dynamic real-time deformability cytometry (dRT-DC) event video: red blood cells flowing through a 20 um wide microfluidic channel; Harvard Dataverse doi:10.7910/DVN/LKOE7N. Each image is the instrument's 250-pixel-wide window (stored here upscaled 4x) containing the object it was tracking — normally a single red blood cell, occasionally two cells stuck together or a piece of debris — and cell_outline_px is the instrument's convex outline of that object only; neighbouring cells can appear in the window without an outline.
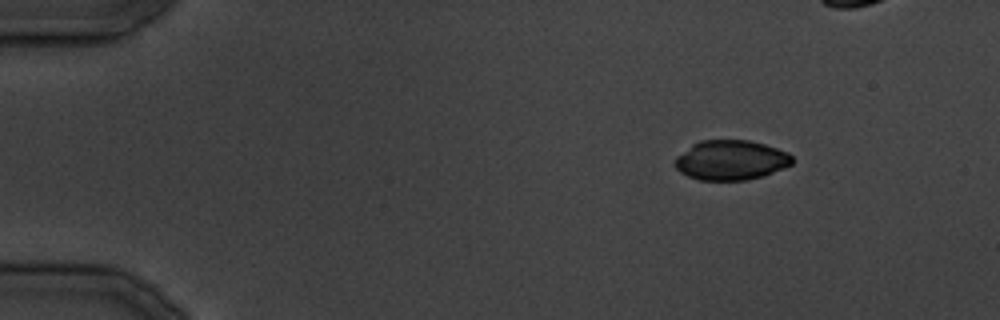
{"species": "common noctule bat (a hibernating species)", "species_latin": "Nyctalus noctula", "temperature_condition": "cold", "stored_images_in_passage": 27, "camera_frame_rate_fps": 3000, "um_per_image_px": 0.085, "animal": {"sex": "male", "body_mass_g": 19.5, "forearm_length_mm": 54.6}, "frame": {"image": 1, "passage_image": 1, "time_ms": 0.0, "image_size_px": [1000, 320], "cell_outline_px": [[792, 164], [784, 168], [764, 176], [744, 180], [700, 180], [688, 176], [680, 172], [676, 168], [676, 156], [692, 144], [700, 140], [748, 140], [764, 144], [788, 152], [792, 156]], "centroid_in_image_um": [62.13, 13.61], "position_along_channel_um": 22.9, "area_um2": 27.17}}
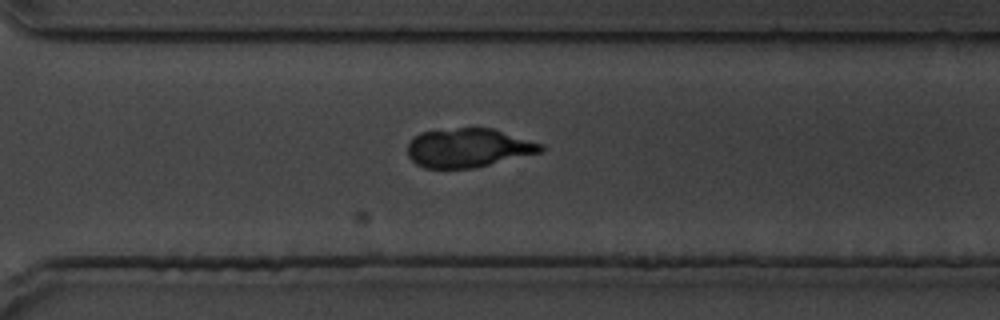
{"frame": {"image": 2, "passage_image": 21, "time_ms": 25.0, "image_size_px": [1000, 320], "cell_outline_px": [[544, 148], [540, 152], [476, 168], [424, 168], [416, 164], [408, 156], [408, 144], [412, 136], [420, 132], [456, 128], [492, 128], [544, 144]], "centroid_in_image_um": [39.78, 12.57], "position_along_channel_um": 330.8, "area_um2": 30.29}}
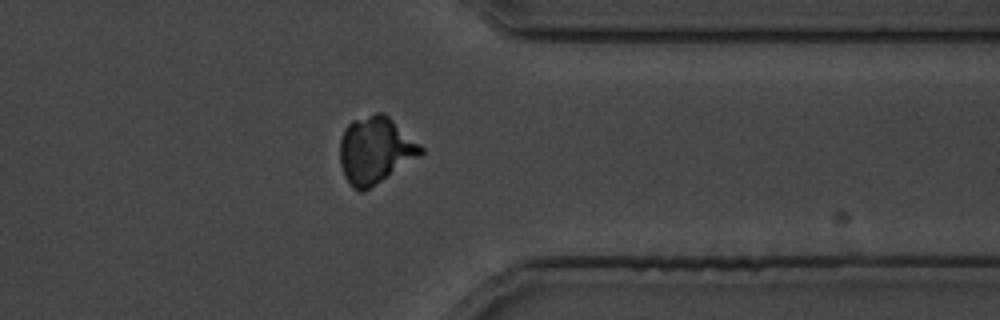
{"frame": {"image": 3, "passage_image": 24, "time_ms": 28.333, "image_size_px": [1000, 320], "cell_outline_px": [[424, 152], [420, 156], [364, 192], [360, 192], [352, 188], [344, 176], [340, 164], [340, 140], [344, 128], [352, 120], [376, 112], [384, 112], [420, 144], [424, 148]], "centroid_in_image_um": [31.88, 12.77], "position_along_channel_um": 379.5, "area_um2": 31.67}}